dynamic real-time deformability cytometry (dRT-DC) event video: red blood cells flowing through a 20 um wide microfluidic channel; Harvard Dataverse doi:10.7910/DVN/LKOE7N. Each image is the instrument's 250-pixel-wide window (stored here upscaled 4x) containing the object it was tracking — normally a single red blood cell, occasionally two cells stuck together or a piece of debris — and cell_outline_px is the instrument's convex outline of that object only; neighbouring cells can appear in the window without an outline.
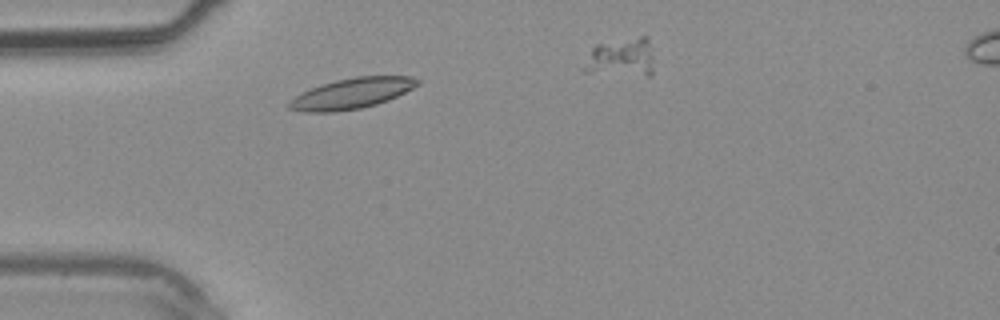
{"species": "common noctule bat (a hibernating species)", "species_latin": "Nyctalus noctula", "temperature_condition": "warm", "stored_images_in_passage": 10, "camera_frame_rate_fps": 3000, "um_per_image_px": 0.085, "animal": {"sex": "male", "body_mass_g": 20.4}, "frame": {"image": 1, "passage_image": 4, "time_ms": 1.0, "image_size_px": [1000, 320], "cell_outline_px": [[420, 84], [388, 100], [376, 104], [360, 108], [332, 112], [300, 112], [288, 108], [288, 104], [296, 96], [320, 84], [336, 80], [356, 76], [412, 76], [420, 80]], "centroid_in_image_um": [29.91, 7.93], "position_along_channel_um": 55.1, "area_um2": 22.66}}
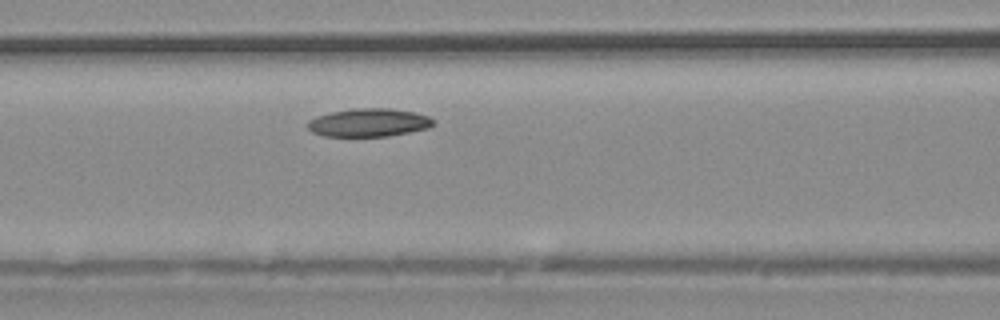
{"frame": {"image": 2, "passage_image": 9, "time_ms": 2.667, "image_size_px": [1000, 320], "cell_outline_px": [[436, 124], [428, 128], [388, 136], [324, 136], [312, 132], [308, 128], [308, 120], [316, 116], [332, 112], [352, 108], [392, 108], [416, 112], [428, 116]], "centroid_in_image_um": [31.35, 10.41], "position_along_channel_um": 135.3, "area_um2": 20.69}}